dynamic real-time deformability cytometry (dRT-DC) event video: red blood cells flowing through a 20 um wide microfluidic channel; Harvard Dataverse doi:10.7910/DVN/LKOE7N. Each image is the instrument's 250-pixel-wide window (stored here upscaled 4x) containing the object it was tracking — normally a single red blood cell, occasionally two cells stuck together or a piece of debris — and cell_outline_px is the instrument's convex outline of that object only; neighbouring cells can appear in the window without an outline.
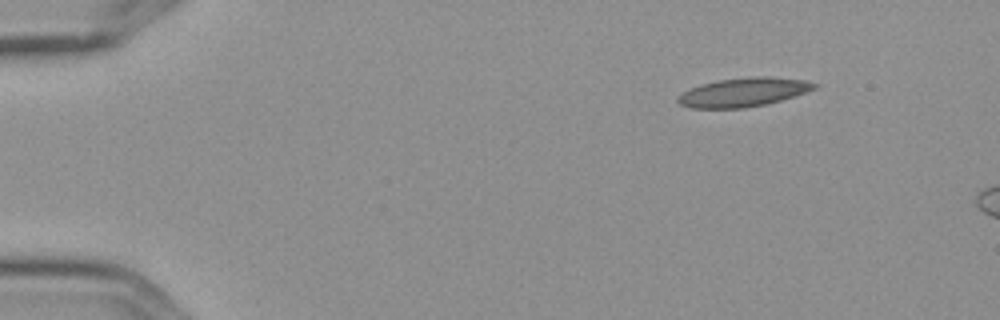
{"species": "Egyptian fruit bat (a non-hibernating species)", "species_latin": "Rousettus aegyptiacus", "temperature_condition": "cold", "stored_images_in_passage": 2, "camera_frame_rate_fps": 3000, "um_per_image_px": 0.085, "frame": {"image": 1, "passage_image": 2, "time_ms": 0.333, "image_size_px": [1000, 320], "cell_outline_px": [[820, 84], [816, 88], [780, 100], [764, 104], [744, 108], [692, 108], [680, 104], [676, 100], [676, 96], [700, 84], [720, 80], [748, 76], [768, 76], [804, 80]], "centroid_in_image_um": [63.17, 7.83], "position_along_channel_um": 21.8, "area_um2": 22.77}}